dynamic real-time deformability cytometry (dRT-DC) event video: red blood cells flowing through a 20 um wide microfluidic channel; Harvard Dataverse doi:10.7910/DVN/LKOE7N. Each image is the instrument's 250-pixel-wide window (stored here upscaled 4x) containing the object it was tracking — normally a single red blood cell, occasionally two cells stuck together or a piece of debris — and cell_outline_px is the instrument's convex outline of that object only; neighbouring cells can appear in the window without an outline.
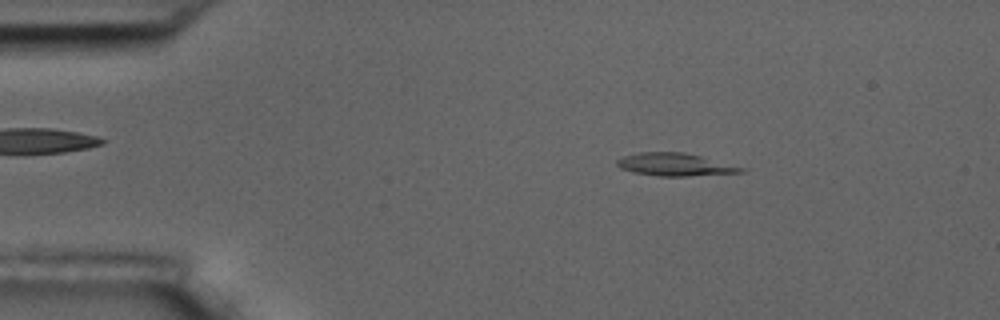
{"species": "common noctule bat (a hibernating species)", "species_latin": "Nyctalus noctula", "temperature_condition": "room temperature", "stored_images_in_passage": 4, "camera_frame_rate_fps": 3000, "um_per_image_px": 0.085, "animal": {"sex": "male", "body_mass_g": 17.5, "forearm_length_mm": 52.3}, "frame": {"image": 1, "passage_image": 2, "time_ms": 1.0, "image_size_px": [1000, 320], "cell_outline_px": [[748, 168], [744, 172], [688, 176], [660, 176], [632, 172], [620, 168], [616, 164], [616, 160], [624, 156], [640, 152], [684, 152]], "centroid_in_image_um": [57.38, 13.99], "position_along_channel_um": 27.6, "area_um2": 16.42}}